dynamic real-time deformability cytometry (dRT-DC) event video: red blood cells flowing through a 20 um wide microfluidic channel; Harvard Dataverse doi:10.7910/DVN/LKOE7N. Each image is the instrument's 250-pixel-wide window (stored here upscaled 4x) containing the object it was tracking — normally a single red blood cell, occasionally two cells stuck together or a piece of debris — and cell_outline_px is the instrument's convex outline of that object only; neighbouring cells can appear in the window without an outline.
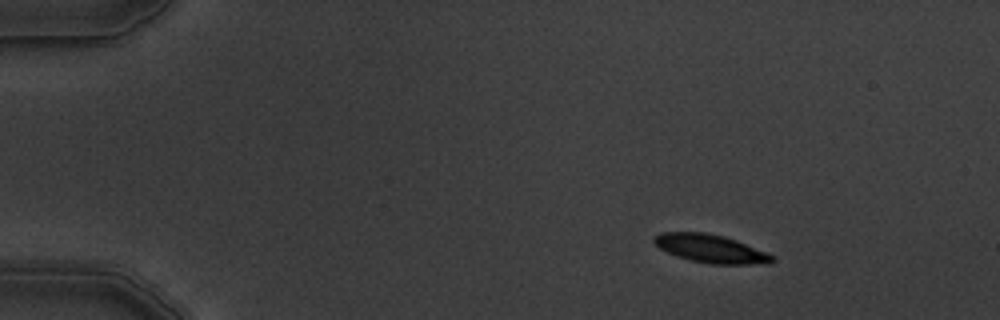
{"species": "common noctule bat (a hibernating species)", "species_latin": "Nyctalus noctula", "temperature_condition": "warm", "stored_images_in_passage": 6, "camera_frame_rate_fps": 3000, "um_per_image_px": 0.085, "animal": {"sex": "male", "body_mass_g": 19.5, "forearm_length_mm": 54.6}, "frame": {"image": 1, "passage_image": 2, "time_ms": 1.333, "image_size_px": [1000, 320], "cell_outline_px": [[776, 260], [772, 264], [708, 264], [676, 256], [660, 248], [652, 240], [652, 236], [660, 232], [704, 232], [724, 236], [736, 240], [764, 252], [772, 256]], "centroid_in_image_um": [60.38, 21.13], "position_along_channel_um": 24.6, "area_um2": 19.36}}
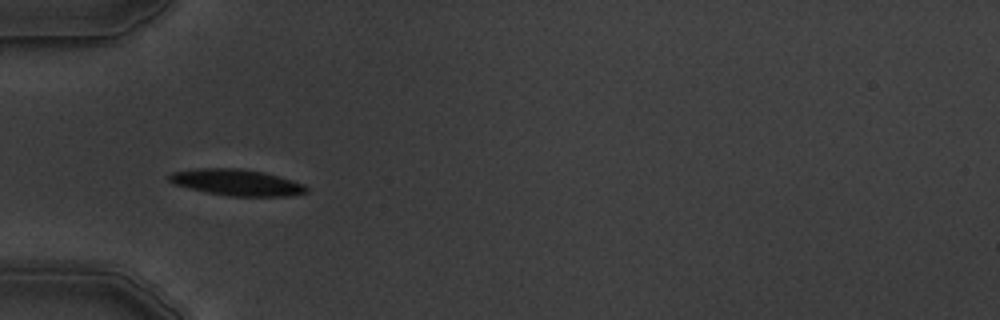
{"frame": {"image": 2, "passage_image": 5, "time_ms": 4.667, "image_size_px": [1000, 320], "cell_outline_px": [[308, 192], [288, 196], [228, 196], [204, 192], [172, 184], [168, 180], [168, 176], [172, 172], [200, 168], [240, 168], [264, 172], [292, 180], [304, 184], [308, 188]], "centroid_in_image_um": [20.1, 15.51], "position_along_channel_um": 64.9, "area_um2": 21.15}}